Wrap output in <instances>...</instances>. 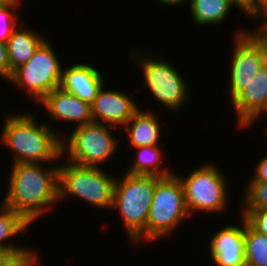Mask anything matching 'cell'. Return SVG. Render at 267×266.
<instances>
[{
	"instance_id": "7c38bea8",
	"label": "cell",
	"mask_w": 267,
	"mask_h": 266,
	"mask_svg": "<svg viewBox=\"0 0 267 266\" xmlns=\"http://www.w3.org/2000/svg\"><path fill=\"white\" fill-rule=\"evenodd\" d=\"M241 225H225L210 238L209 254L215 266H247L245 260V218ZM240 225V226H239Z\"/></svg>"
},
{
	"instance_id": "83f0119b",
	"label": "cell",
	"mask_w": 267,
	"mask_h": 266,
	"mask_svg": "<svg viewBox=\"0 0 267 266\" xmlns=\"http://www.w3.org/2000/svg\"><path fill=\"white\" fill-rule=\"evenodd\" d=\"M256 170L254 171V175L248 179V181H262L267 182V154L262 156L261 159L258 160L256 166Z\"/></svg>"
},
{
	"instance_id": "44dd1931",
	"label": "cell",
	"mask_w": 267,
	"mask_h": 266,
	"mask_svg": "<svg viewBox=\"0 0 267 266\" xmlns=\"http://www.w3.org/2000/svg\"><path fill=\"white\" fill-rule=\"evenodd\" d=\"M245 260L247 266H267V236L245 219Z\"/></svg>"
},
{
	"instance_id": "d6a6232c",
	"label": "cell",
	"mask_w": 267,
	"mask_h": 266,
	"mask_svg": "<svg viewBox=\"0 0 267 266\" xmlns=\"http://www.w3.org/2000/svg\"><path fill=\"white\" fill-rule=\"evenodd\" d=\"M259 28L267 35V20Z\"/></svg>"
},
{
	"instance_id": "ba28073f",
	"label": "cell",
	"mask_w": 267,
	"mask_h": 266,
	"mask_svg": "<svg viewBox=\"0 0 267 266\" xmlns=\"http://www.w3.org/2000/svg\"><path fill=\"white\" fill-rule=\"evenodd\" d=\"M113 126L92 122L75 127L62 141V156L68 161L89 167L101 168L116 154L120 138L113 135Z\"/></svg>"
},
{
	"instance_id": "8fae6325",
	"label": "cell",
	"mask_w": 267,
	"mask_h": 266,
	"mask_svg": "<svg viewBox=\"0 0 267 266\" xmlns=\"http://www.w3.org/2000/svg\"><path fill=\"white\" fill-rule=\"evenodd\" d=\"M135 102L124 91L106 89L104 83L91 105L93 122L113 126L115 130L120 127L121 130L140 109Z\"/></svg>"
},
{
	"instance_id": "ac0fdd59",
	"label": "cell",
	"mask_w": 267,
	"mask_h": 266,
	"mask_svg": "<svg viewBox=\"0 0 267 266\" xmlns=\"http://www.w3.org/2000/svg\"><path fill=\"white\" fill-rule=\"evenodd\" d=\"M44 37L20 23L7 42L10 69L14 71L20 65L27 63L40 44L47 38V36Z\"/></svg>"
},
{
	"instance_id": "7a4b0ae2",
	"label": "cell",
	"mask_w": 267,
	"mask_h": 266,
	"mask_svg": "<svg viewBox=\"0 0 267 266\" xmlns=\"http://www.w3.org/2000/svg\"><path fill=\"white\" fill-rule=\"evenodd\" d=\"M32 112H18L4 118L0 144L12 149L13 162L48 163L59 162L62 156L63 133L46 120L38 123ZM55 129V130H54Z\"/></svg>"
},
{
	"instance_id": "1f68e13d",
	"label": "cell",
	"mask_w": 267,
	"mask_h": 266,
	"mask_svg": "<svg viewBox=\"0 0 267 266\" xmlns=\"http://www.w3.org/2000/svg\"><path fill=\"white\" fill-rule=\"evenodd\" d=\"M262 114H263V116L264 115H267V107L264 109V111L248 126V128H250L251 127V125L252 124H255V122L256 121H258V119L260 118V117H262V118H264L263 116H262Z\"/></svg>"
},
{
	"instance_id": "3957f363",
	"label": "cell",
	"mask_w": 267,
	"mask_h": 266,
	"mask_svg": "<svg viewBox=\"0 0 267 266\" xmlns=\"http://www.w3.org/2000/svg\"><path fill=\"white\" fill-rule=\"evenodd\" d=\"M160 178L128 173H124L121 179L119 176L116 178L111 209L121 216L128 241L134 246L145 241L146 221L155 186Z\"/></svg>"
},
{
	"instance_id": "9a60e30c",
	"label": "cell",
	"mask_w": 267,
	"mask_h": 266,
	"mask_svg": "<svg viewBox=\"0 0 267 266\" xmlns=\"http://www.w3.org/2000/svg\"><path fill=\"white\" fill-rule=\"evenodd\" d=\"M104 77L93 64L78 62L66 69L63 67L60 88L92 105L98 91L105 83Z\"/></svg>"
},
{
	"instance_id": "30bf717a",
	"label": "cell",
	"mask_w": 267,
	"mask_h": 266,
	"mask_svg": "<svg viewBox=\"0 0 267 266\" xmlns=\"http://www.w3.org/2000/svg\"><path fill=\"white\" fill-rule=\"evenodd\" d=\"M230 63V102L247 87L258 70L267 62V35L258 30L238 29Z\"/></svg>"
},
{
	"instance_id": "cb8c5ba5",
	"label": "cell",
	"mask_w": 267,
	"mask_h": 266,
	"mask_svg": "<svg viewBox=\"0 0 267 266\" xmlns=\"http://www.w3.org/2000/svg\"><path fill=\"white\" fill-rule=\"evenodd\" d=\"M244 218L256 231L267 236V209L251 210Z\"/></svg>"
},
{
	"instance_id": "484cf974",
	"label": "cell",
	"mask_w": 267,
	"mask_h": 266,
	"mask_svg": "<svg viewBox=\"0 0 267 266\" xmlns=\"http://www.w3.org/2000/svg\"><path fill=\"white\" fill-rule=\"evenodd\" d=\"M230 3L256 23V0H230Z\"/></svg>"
},
{
	"instance_id": "4dcf8cb0",
	"label": "cell",
	"mask_w": 267,
	"mask_h": 266,
	"mask_svg": "<svg viewBox=\"0 0 267 266\" xmlns=\"http://www.w3.org/2000/svg\"><path fill=\"white\" fill-rule=\"evenodd\" d=\"M3 4H12L20 7L22 0H0Z\"/></svg>"
},
{
	"instance_id": "7402d4cb",
	"label": "cell",
	"mask_w": 267,
	"mask_h": 266,
	"mask_svg": "<svg viewBox=\"0 0 267 266\" xmlns=\"http://www.w3.org/2000/svg\"><path fill=\"white\" fill-rule=\"evenodd\" d=\"M242 199V217L251 210L267 209V182L249 181Z\"/></svg>"
},
{
	"instance_id": "52a82bcc",
	"label": "cell",
	"mask_w": 267,
	"mask_h": 266,
	"mask_svg": "<svg viewBox=\"0 0 267 266\" xmlns=\"http://www.w3.org/2000/svg\"><path fill=\"white\" fill-rule=\"evenodd\" d=\"M179 177L184 188L185 204L189 214L194 212L221 213L228 208V184L220 168L215 163L198 166L187 176Z\"/></svg>"
},
{
	"instance_id": "5bb4252c",
	"label": "cell",
	"mask_w": 267,
	"mask_h": 266,
	"mask_svg": "<svg viewBox=\"0 0 267 266\" xmlns=\"http://www.w3.org/2000/svg\"><path fill=\"white\" fill-rule=\"evenodd\" d=\"M237 128L246 129L267 107V62L232 101Z\"/></svg>"
},
{
	"instance_id": "836d02e7",
	"label": "cell",
	"mask_w": 267,
	"mask_h": 266,
	"mask_svg": "<svg viewBox=\"0 0 267 266\" xmlns=\"http://www.w3.org/2000/svg\"><path fill=\"white\" fill-rule=\"evenodd\" d=\"M4 4L0 1V8L3 6Z\"/></svg>"
},
{
	"instance_id": "9c48e42d",
	"label": "cell",
	"mask_w": 267,
	"mask_h": 266,
	"mask_svg": "<svg viewBox=\"0 0 267 266\" xmlns=\"http://www.w3.org/2000/svg\"><path fill=\"white\" fill-rule=\"evenodd\" d=\"M53 47L49 39H45L32 58L13 71L9 80L16 88L26 90L28 97L38 104L60 87L63 66Z\"/></svg>"
},
{
	"instance_id": "8992f818",
	"label": "cell",
	"mask_w": 267,
	"mask_h": 266,
	"mask_svg": "<svg viewBox=\"0 0 267 266\" xmlns=\"http://www.w3.org/2000/svg\"><path fill=\"white\" fill-rule=\"evenodd\" d=\"M190 216L179 177H161L155 186L145 228V241L153 242L172 235ZM157 239V240H155Z\"/></svg>"
},
{
	"instance_id": "4fadbf2b",
	"label": "cell",
	"mask_w": 267,
	"mask_h": 266,
	"mask_svg": "<svg viewBox=\"0 0 267 266\" xmlns=\"http://www.w3.org/2000/svg\"><path fill=\"white\" fill-rule=\"evenodd\" d=\"M39 103L44 106L50 123L60 120L79 127L93 122L91 105L60 87L48 93Z\"/></svg>"
},
{
	"instance_id": "e0dca14e",
	"label": "cell",
	"mask_w": 267,
	"mask_h": 266,
	"mask_svg": "<svg viewBox=\"0 0 267 266\" xmlns=\"http://www.w3.org/2000/svg\"><path fill=\"white\" fill-rule=\"evenodd\" d=\"M149 110L140 109L133 115V117L121 128L129 137L127 140L131 148L141 146H157L165 145L160 142L161 126L160 117L157 113ZM160 143V144H159Z\"/></svg>"
},
{
	"instance_id": "f546056e",
	"label": "cell",
	"mask_w": 267,
	"mask_h": 266,
	"mask_svg": "<svg viewBox=\"0 0 267 266\" xmlns=\"http://www.w3.org/2000/svg\"><path fill=\"white\" fill-rule=\"evenodd\" d=\"M159 4H163L164 6H177V5H182L188 0H157Z\"/></svg>"
},
{
	"instance_id": "d4e9b609",
	"label": "cell",
	"mask_w": 267,
	"mask_h": 266,
	"mask_svg": "<svg viewBox=\"0 0 267 266\" xmlns=\"http://www.w3.org/2000/svg\"><path fill=\"white\" fill-rule=\"evenodd\" d=\"M13 71L8 60L7 43L0 42V78L9 81Z\"/></svg>"
},
{
	"instance_id": "2e32d148",
	"label": "cell",
	"mask_w": 267,
	"mask_h": 266,
	"mask_svg": "<svg viewBox=\"0 0 267 266\" xmlns=\"http://www.w3.org/2000/svg\"><path fill=\"white\" fill-rule=\"evenodd\" d=\"M29 226L30 224L20 214L1 202L0 247L9 248L26 266H41L39 265L40 258H38V253L34 249H31L30 246L27 248L16 245L12 241L17 235L26 232ZM9 239L11 240L10 243Z\"/></svg>"
},
{
	"instance_id": "f1b7e54d",
	"label": "cell",
	"mask_w": 267,
	"mask_h": 266,
	"mask_svg": "<svg viewBox=\"0 0 267 266\" xmlns=\"http://www.w3.org/2000/svg\"><path fill=\"white\" fill-rule=\"evenodd\" d=\"M266 20H267V0H256V21L257 24L259 23L258 27H260Z\"/></svg>"
},
{
	"instance_id": "277c9868",
	"label": "cell",
	"mask_w": 267,
	"mask_h": 266,
	"mask_svg": "<svg viewBox=\"0 0 267 266\" xmlns=\"http://www.w3.org/2000/svg\"><path fill=\"white\" fill-rule=\"evenodd\" d=\"M104 170L68 160L59 163V201L77 197L90 206L111 210L117 176Z\"/></svg>"
},
{
	"instance_id": "603a6c76",
	"label": "cell",
	"mask_w": 267,
	"mask_h": 266,
	"mask_svg": "<svg viewBox=\"0 0 267 266\" xmlns=\"http://www.w3.org/2000/svg\"><path fill=\"white\" fill-rule=\"evenodd\" d=\"M18 6L4 4L0 8V42L7 43L13 31L18 27Z\"/></svg>"
},
{
	"instance_id": "6da1fadb",
	"label": "cell",
	"mask_w": 267,
	"mask_h": 266,
	"mask_svg": "<svg viewBox=\"0 0 267 266\" xmlns=\"http://www.w3.org/2000/svg\"><path fill=\"white\" fill-rule=\"evenodd\" d=\"M44 166L45 163L12 164L8 190L2 200L30 225L59 202V164Z\"/></svg>"
},
{
	"instance_id": "4316f807",
	"label": "cell",
	"mask_w": 267,
	"mask_h": 266,
	"mask_svg": "<svg viewBox=\"0 0 267 266\" xmlns=\"http://www.w3.org/2000/svg\"><path fill=\"white\" fill-rule=\"evenodd\" d=\"M0 266H26L9 248L0 247Z\"/></svg>"
},
{
	"instance_id": "ffe728a7",
	"label": "cell",
	"mask_w": 267,
	"mask_h": 266,
	"mask_svg": "<svg viewBox=\"0 0 267 266\" xmlns=\"http://www.w3.org/2000/svg\"><path fill=\"white\" fill-rule=\"evenodd\" d=\"M194 24L199 26L218 25L225 21L233 6L230 0H189Z\"/></svg>"
},
{
	"instance_id": "5b68a950",
	"label": "cell",
	"mask_w": 267,
	"mask_h": 266,
	"mask_svg": "<svg viewBox=\"0 0 267 266\" xmlns=\"http://www.w3.org/2000/svg\"><path fill=\"white\" fill-rule=\"evenodd\" d=\"M139 52L131 50L129 54L141 68L139 70L142 71L144 87L149 90L151 97L173 113L187 105L191 94L189 83L173 63L157 57L153 59L150 51L147 54Z\"/></svg>"
},
{
	"instance_id": "d6986e66",
	"label": "cell",
	"mask_w": 267,
	"mask_h": 266,
	"mask_svg": "<svg viewBox=\"0 0 267 266\" xmlns=\"http://www.w3.org/2000/svg\"><path fill=\"white\" fill-rule=\"evenodd\" d=\"M165 145L157 146H141L136 149L134 160L127 167L125 173L131 175H154L159 177H168L172 175L173 170L168 167H163L164 152L163 148Z\"/></svg>"
}]
</instances>
